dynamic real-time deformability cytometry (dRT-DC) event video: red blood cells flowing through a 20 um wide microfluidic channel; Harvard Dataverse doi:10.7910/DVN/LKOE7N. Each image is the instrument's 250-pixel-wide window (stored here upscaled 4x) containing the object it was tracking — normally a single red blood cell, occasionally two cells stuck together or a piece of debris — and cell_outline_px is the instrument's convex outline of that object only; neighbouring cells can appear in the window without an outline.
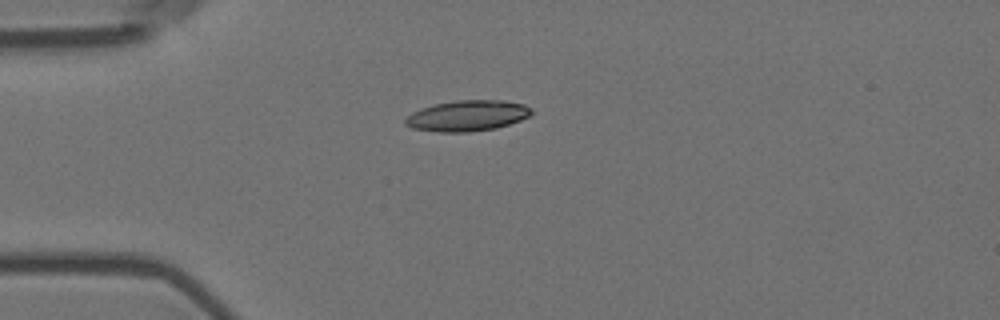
{"species": "Egyptian fruit bat (a non-hibernating species)", "species_latin": "Rousettus aegyptiacus", "temperature_condition": "room temperature", "stored_images_in_passage": 43, "camera_frame_rate_fps": 3000, "um_per_image_px": 0.085, "animal": {"sex": "female"}, "frame": {"image": 1, "passage_image": 1, "time_ms": 0.0, "image_size_px": [1000, 320], "cell_outline_px": [[532, 112], [528, 116], [520, 120], [496, 128], [468, 132], [436, 132], [412, 128], [404, 124], [404, 120], [412, 112], [420, 108], [436, 104], [456, 100], [500, 100], [524, 104], [532, 108]], "centroid_in_image_um": [39.7, 9.84], "position_along_channel_um": 45.3, "area_um2": 22.6}}
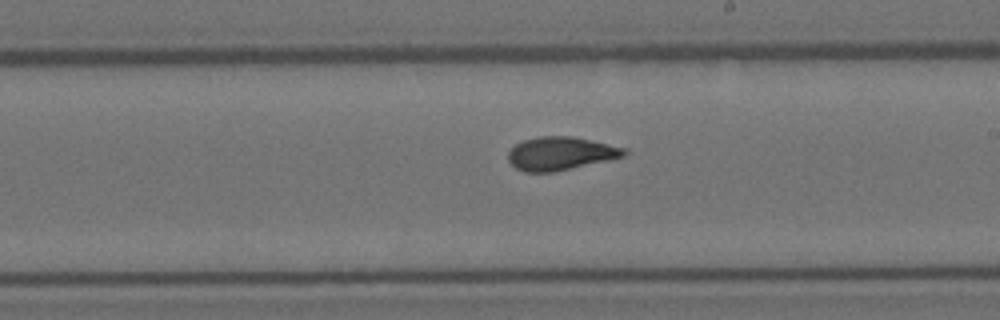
{"frame": {"image": 2, "passage_image": 19, "time_ms": 6.0, "image_size_px": [1000, 320], "cell_outline_px": [[628, 152], [624, 156], [608, 160], [556, 172], [524, 172], [516, 168], [508, 160], [508, 152], [516, 144], [524, 140], [540, 136], [572, 136], [628, 148]], "centroid_in_image_um": [47.66, 13.05], "position_along_channel_um": 241.3, "area_um2": 22.54}}
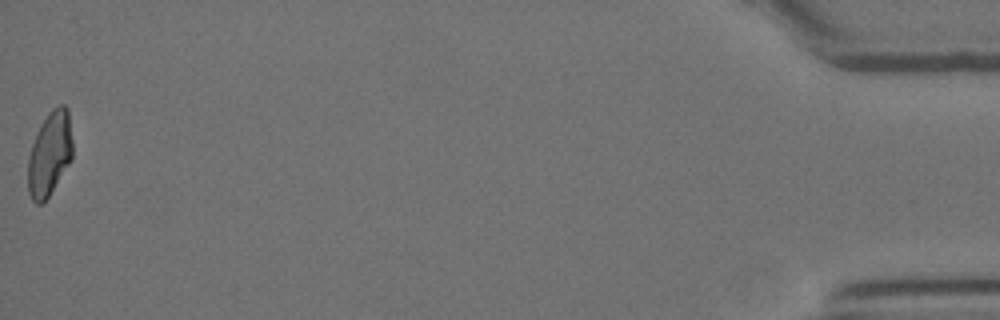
{"frame": {"image": 3, "passage_image": 43, "time_ms": 14.0, "image_size_px": [1000, 320], "cell_outline_px": [[72, 160], [48, 196], [40, 204], [36, 204], [32, 200], [28, 192], [28, 156], [32, 144], [40, 124], [48, 112], [52, 108], [60, 104], [64, 104], [68, 108], [72, 140]], "centroid_in_image_um": [4.22, 13.04], "position_along_channel_um": 431.0, "area_um2": 21.96}, "authors_computed_cell_mechanics": {"area_um2": 22.3686, "velocity_mm_per_s": 3.5825, "shape_relaxation_time_tau1_ms": 4.1101, "shape_relaxation_time_tau2_ms": 4.1036, "deformation_change_tau1": 0.1314, "deformation_change_tau2": 0.1401}}